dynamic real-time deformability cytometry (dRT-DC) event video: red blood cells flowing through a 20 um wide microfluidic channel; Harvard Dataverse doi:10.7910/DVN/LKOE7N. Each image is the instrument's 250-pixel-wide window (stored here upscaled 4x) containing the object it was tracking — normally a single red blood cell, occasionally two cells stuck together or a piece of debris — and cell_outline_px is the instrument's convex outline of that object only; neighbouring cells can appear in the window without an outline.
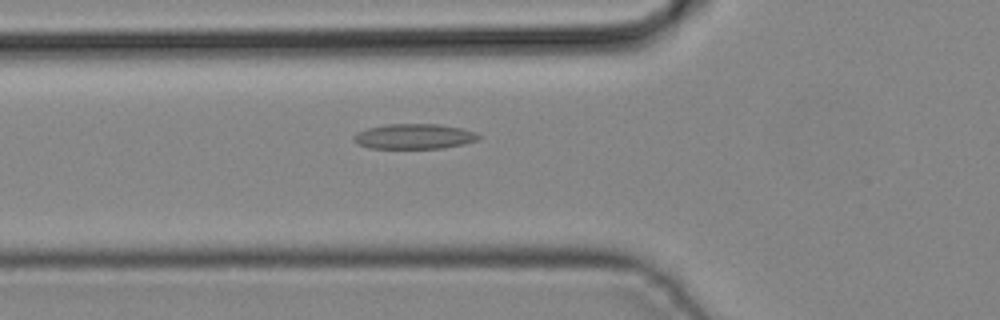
{"species": "common noctule bat (a hibernating species)", "species_latin": "Nyctalus noctula", "temperature_condition": "cold", "stored_images_in_passage": 40, "camera_frame_rate_fps": 3000, "um_per_image_px": 0.085, "animal": {"sex": "male", "body_mass_g": 19.2, "forearm_length_mm": 51.8}, "frame": {"image": 1, "passage_image": 12, "time_ms": 3.667, "image_size_px": [1000, 320], "cell_outline_px": [[480, 140], [464, 144], [440, 148], [368, 148], [356, 144], [352, 140], [352, 136], [356, 132], [368, 128], [388, 124], [440, 124], [460, 128], [476, 132], [480, 136]], "centroid_in_image_um": [35.18, 11.6], "position_along_channel_um": 90.6, "area_um2": 18.44}}
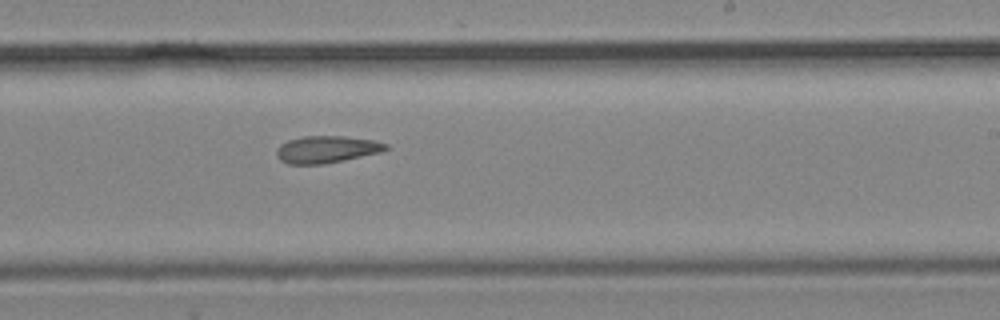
{"frame": {"image": 2, "passage_image": 23, "time_ms": 7.333, "image_size_px": [1000, 320], "cell_outline_px": [[388, 148], [380, 152], [344, 160], [324, 164], [288, 164], [280, 160], [276, 156], [276, 148], [280, 144], [288, 140], [304, 136], [344, 136], [376, 140], [388, 144]], "centroid_in_image_um": [27.74, 12.69], "position_along_channel_um": 261.3, "area_um2": 17.34}}
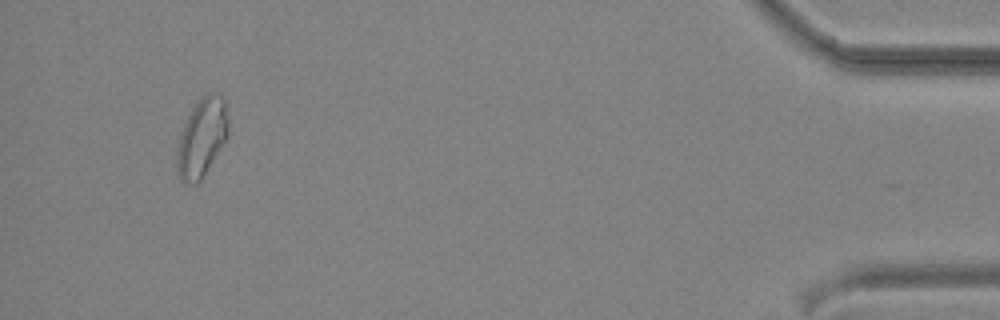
{"frame": {"image": 3, "passage_image": 38, "time_ms": 12.333, "image_size_px": [1000, 320], "cell_outline_px": [[228, 132], [224, 140], [200, 180], [196, 184], [184, 184], [180, 180], [176, 164], [176, 156], [180, 132], [192, 108], [208, 92], [212, 92], [220, 96], [224, 100], [228, 116]], "centroid_in_image_um": [17.12, 11.71], "position_along_channel_um": 418.1, "area_um2": 22.95}}